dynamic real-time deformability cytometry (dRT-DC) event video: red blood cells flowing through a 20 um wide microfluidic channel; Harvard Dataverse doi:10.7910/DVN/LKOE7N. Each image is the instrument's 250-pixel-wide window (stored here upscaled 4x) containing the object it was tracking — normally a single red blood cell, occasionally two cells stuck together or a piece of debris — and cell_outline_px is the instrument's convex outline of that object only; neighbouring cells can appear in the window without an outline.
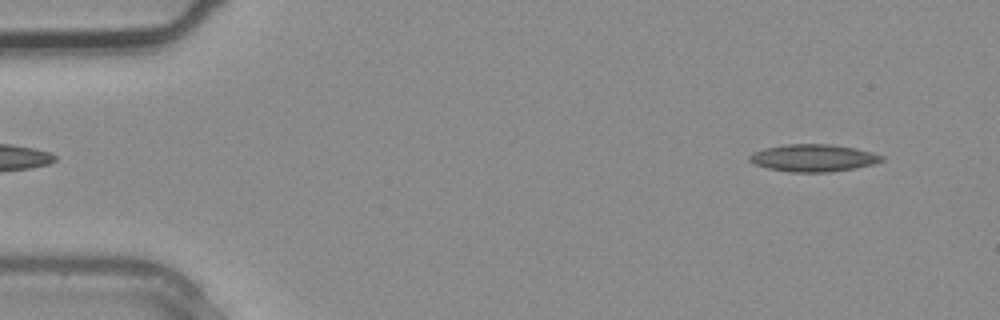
{"species": "common noctule bat (a hibernating species)", "species_latin": "Nyctalus noctula", "temperature_condition": "warm", "stored_images_in_passage": 4, "segment_of_instrument_passage": [2, 2], "camera_frame_rate_fps": 3000, "um_per_image_px": 0.085, "animal": {"sex": "male", "body_mass_g": 20.4}, "frame": {"image": 1, "passage_image": 4, "time_ms": 1.0, "image_size_px": [1000, 320], "cell_outline_px": [[884, 160], [872, 164], [852, 168], [828, 172], [792, 172], [768, 168], [756, 164], [748, 160], [748, 156], [752, 152], [764, 148], [784, 144], [828, 144], [856, 148], [872, 152], [884, 156]], "centroid_in_image_um": [69.1, 13.41], "position_along_channel_um": 15.9, "area_um2": 20.92}}